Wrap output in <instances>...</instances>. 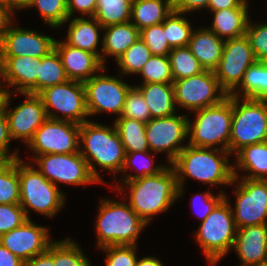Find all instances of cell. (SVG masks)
Returning a JSON list of instances; mask_svg holds the SVG:
<instances>
[{
    "label": "cell",
    "mask_w": 267,
    "mask_h": 266,
    "mask_svg": "<svg viewBox=\"0 0 267 266\" xmlns=\"http://www.w3.org/2000/svg\"><path fill=\"white\" fill-rule=\"evenodd\" d=\"M133 0H97L95 15L100 25L108 27L131 20Z\"/></svg>",
    "instance_id": "836d02e7"
},
{
    "label": "cell",
    "mask_w": 267,
    "mask_h": 266,
    "mask_svg": "<svg viewBox=\"0 0 267 266\" xmlns=\"http://www.w3.org/2000/svg\"><path fill=\"white\" fill-rule=\"evenodd\" d=\"M163 23L166 38L171 48L186 47L189 45L191 35L195 28H192L191 22L188 21L185 13L172 10Z\"/></svg>",
    "instance_id": "d590c367"
},
{
    "label": "cell",
    "mask_w": 267,
    "mask_h": 266,
    "mask_svg": "<svg viewBox=\"0 0 267 266\" xmlns=\"http://www.w3.org/2000/svg\"><path fill=\"white\" fill-rule=\"evenodd\" d=\"M232 250L241 266H258L267 262V224L238 228Z\"/></svg>",
    "instance_id": "44dd1931"
},
{
    "label": "cell",
    "mask_w": 267,
    "mask_h": 266,
    "mask_svg": "<svg viewBox=\"0 0 267 266\" xmlns=\"http://www.w3.org/2000/svg\"><path fill=\"white\" fill-rule=\"evenodd\" d=\"M173 10V0H133L130 22L140 31L161 24Z\"/></svg>",
    "instance_id": "f1b7e54d"
},
{
    "label": "cell",
    "mask_w": 267,
    "mask_h": 266,
    "mask_svg": "<svg viewBox=\"0 0 267 266\" xmlns=\"http://www.w3.org/2000/svg\"><path fill=\"white\" fill-rule=\"evenodd\" d=\"M99 201L94 228L98 250L110 245H137L139 235L149 224L138 216L126 200L119 202L103 197Z\"/></svg>",
    "instance_id": "277c9868"
},
{
    "label": "cell",
    "mask_w": 267,
    "mask_h": 266,
    "mask_svg": "<svg viewBox=\"0 0 267 266\" xmlns=\"http://www.w3.org/2000/svg\"><path fill=\"white\" fill-rule=\"evenodd\" d=\"M120 117H127L145 123L151 119L150 109L141 92L134 85L129 89L126 95Z\"/></svg>",
    "instance_id": "b9f144b4"
},
{
    "label": "cell",
    "mask_w": 267,
    "mask_h": 266,
    "mask_svg": "<svg viewBox=\"0 0 267 266\" xmlns=\"http://www.w3.org/2000/svg\"><path fill=\"white\" fill-rule=\"evenodd\" d=\"M233 185L236 228L267 224V180L234 177L230 186Z\"/></svg>",
    "instance_id": "4fadbf2b"
},
{
    "label": "cell",
    "mask_w": 267,
    "mask_h": 266,
    "mask_svg": "<svg viewBox=\"0 0 267 266\" xmlns=\"http://www.w3.org/2000/svg\"><path fill=\"white\" fill-rule=\"evenodd\" d=\"M210 12L213 14V20L208 28L219 38L227 40L246 35L250 18L249 8H229Z\"/></svg>",
    "instance_id": "83f0119b"
},
{
    "label": "cell",
    "mask_w": 267,
    "mask_h": 266,
    "mask_svg": "<svg viewBox=\"0 0 267 266\" xmlns=\"http://www.w3.org/2000/svg\"><path fill=\"white\" fill-rule=\"evenodd\" d=\"M113 124L121 138L126 153L150 151L146 139L145 122L127 117H119L113 120Z\"/></svg>",
    "instance_id": "f546056e"
},
{
    "label": "cell",
    "mask_w": 267,
    "mask_h": 266,
    "mask_svg": "<svg viewBox=\"0 0 267 266\" xmlns=\"http://www.w3.org/2000/svg\"><path fill=\"white\" fill-rule=\"evenodd\" d=\"M105 67L89 80L83 82L85 88L86 107L89 116L101 113L116 114L119 118L124 107V102L129 89L133 86L125 82L124 76L106 75Z\"/></svg>",
    "instance_id": "8fae6325"
},
{
    "label": "cell",
    "mask_w": 267,
    "mask_h": 266,
    "mask_svg": "<svg viewBox=\"0 0 267 266\" xmlns=\"http://www.w3.org/2000/svg\"><path fill=\"white\" fill-rule=\"evenodd\" d=\"M164 31V23L153 25L140 30V38L145 42L150 49L152 55L168 56L171 47L169 46Z\"/></svg>",
    "instance_id": "7bdbcfd3"
},
{
    "label": "cell",
    "mask_w": 267,
    "mask_h": 266,
    "mask_svg": "<svg viewBox=\"0 0 267 266\" xmlns=\"http://www.w3.org/2000/svg\"><path fill=\"white\" fill-rule=\"evenodd\" d=\"M15 13L10 7L0 2V40L14 22Z\"/></svg>",
    "instance_id": "db71d44e"
},
{
    "label": "cell",
    "mask_w": 267,
    "mask_h": 266,
    "mask_svg": "<svg viewBox=\"0 0 267 266\" xmlns=\"http://www.w3.org/2000/svg\"><path fill=\"white\" fill-rule=\"evenodd\" d=\"M31 0H2V3L10 7L15 13L16 11L25 9Z\"/></svg>",
    "instance_id": "9f6ffc18"
},
{
    "label": "cell",
    "mask_w": 267,
    "mask_h": 266,
    "mask_svg": "<svg viewBox=\"0 0 267 266\" xmlns=\"http://www.w3.org/2000/svg\"><path fill=\"white\" fill-rule=\"evenodd\" d=\"M14 23L15 21L0 40V56L42 58L55 49L56 39L53 37L40 31L15 26Z\"/></svg>",
    "instance_id": "d6986e66"
},
{
    "label": "cell",
    "mask_w": 267,
    "mask_h": 266,
    "mask_svg": "<svg viewBox=\"0 0 267 266\" xmlns=\"http://www.w3.org/2000/svg\"><path fill=\"white\" fill-rule=\"evenodd\" d=\"M220 190L217 195L211 193V190L205 191L204 193H197L192 196V207L194 208V214L200 219V222L204 221L205 218L211 213L215 206L225 197V191Z\"/></svg>",
    "instance_id": "7dc6e473"
},
{
    "label": "cell",
    "mask_w": 267,
    "mask_h": 266,
    "mask_svg": "<svg viewBox=\"0 0 267 266\" xmlns=\"http://www.w3.org/2000/svg\"><path fill=\"white\" fill-rule=\"evenodd\" d=\"M12 139L9 133L8 121L4 108L0 109V160H14L21 158L18 154L19 150L15 149L10 152L9 144Z\"/></svg>",
    "instance_id": "c3c4849f"
},
{
    "label": "cell",
    "mask_w": 267,
    "mask_h": 266,
    "mask_svg": "<svg viewBox=\"0 0 267 266\" xmlns=\"http://www.w3.org/2000/svg\"><path fill=\"white\" fill-rule=\"evenodd\" d=\"M234 158L235 178L267 180V141L243 147ZM239 171L244 174L240 175Z\"/></svg>",
    "instance_id": "d4e9b609"
},
{
    "label": "cell",
    "mask_w": 267,
    "mask_h": 266,
    "mask_svg": "<svg viewBox=\"0 0 267 266\" xmlns=\"http://www.w3.org/2000/svg\"><path fill=\"white\" fill-rule=\"evenodd\" d=\"M8 92H9V90H7L5 83L3 82L2 78H1V80H0V109L4 108Z\"/></svg>",
    "instance_id": "680465c9"
},
{
    "label": "cell",
    "mask_w": 267,
    "mask_h": 266,
    "mask_svg": "<svg viewBox=\"0 0 267 266\" xmlns=\"http://www.w3.org/2000/svg\"><path fill=\"white\" fill-rule=\"evenodd\" d=\"M230 95L267 99V63L256 62L251 65L245 72L241 84Z\"/></svg>",
    "instance_id": "4dcf8cb0"
},
{
    "label": "cell",
    "mask_w": 267,
    "mask_h": 266,
    "mask_svg": "<svg viewBox=\"0 0 267 266\" xmlns=\"http://www.w3.org/2000/svg\"><path fill=\"white\" fill-rule=\"evenodd\" d=\"M55 49L61 57L69 80L84 82L104 68L101 60L93 53L56 40Z\"/></svg>",
    "instance_id": "7402d4cb"
},
{
    "label": "cell",
    "mask_w": 267,
    "mask_h": 266,
    "mask_svg": "<svg viewBox=\"0 0 267 266\" xmlns=\"http://www.w3.org/2000/svg\"><path fill=\"white\" fill-rule=\"evenodd\" d=\"M49 229L27 219L21 226L0 235V244L25 262L47 251L54 241Z\"/></svg>",
    "instance_id": "ac0fdd59"
},
{
    "label": "cell",
    "mask_w": 267,
    "mask_h": 266,
    "mask_svg": "<svg viewBox=\"0 0 267 266\" xmlns=\"http://www.w3.org/2000/svg\"><path fill=\"white\" fill-rule=\"evenodd\" d=\"M188 118V142L195 147L228 151L233 116V95L221 103L194 111ZM218 146V147H217Z\"/></svg>",
    "instance_id": "52a82bcc"
},
{
    "label": "cell",
    "mask_w": 267,
    "mask_h": 266,
    "mask_svg": "<svg viewBox=\"0 0 267 266\" xmlns=\"http://www.w3.org/2000/svg\"><path fill=\"white\" fill-rule=\"evenodd\" d=\"M115 183L113 188L122 198L128 195L125 189H129V206L148 224L156 215L167 212L178 200L176 171L171 164L158 174Z\"/></svg>",
    "instance_id": "6da1fadb"
},
{
    "label": "cell",
    "mask_w": 267,
    "mask_h": 266,
    "mask_svg": "<svg viewBox=\"0 0 267 266\" xmlns=\"http://www.w3.org/2000/svg\"><path fill=\"white\" fill-rule=\"evenodd\" d=\"M134 86L141 92L146 101L150 109L151 119L171 116L178 112L172 83H138Z\"/></svg>",
    "instance_id": "4316f807"
},
{
    "label": "cell",
    "mask_w": 267,
    "mask_h": 266,
    "mask_svg": "<svg viewBox=\"0 0 267 266\" xmlns=\"http://www.w3.org/2000/svg\"><path fill=\"white\" fill-rule=\"evenodd\" d=\"M101 63L106 68L107 57L117 61L140 38V31L129 21L103 28Z\"/></svg>",
    "instance_id": "484cf974"
},
{
    "label": "cell",
    "mask_w": 267,
    "mask_h": 266,
    "mask_svg": "<svg viewBox=\"0 0 267 266\" xmlns=\"http://www.w3.org/2000/svg\"><path fill=\"white\" fill-rule=\"evenodd\" d=\"M188 117L178 113L167 117L153 118L146 123V139L151 152L167 155L171 164L188 145ZM185 143V144H184Z\"/></svg>",
    "instance_id": "9a60e30c"
},
{
    "label": "cell",
    "mask_w": 267,
    "mask_h": 266,
    "mask_svg": "<svg viewBox=\"0 0 267 266\" xmlns=\"http://www.w3.org/2000/svg\"><path fill=\"white\" fill-rule=\"evenodd\" d=\"M68 80L61 57L56 49L41 58L40 63H38L37 94L47 87L61 84Z\"/></svg>",
    "instance_id": "d6a6232c"
},
{
    "label": "cell",
    "mask_w": 267,
    "mask_h": 266,
    "mask_svg": "<svg viewBox=\"0 0 267 266\" xmlns=\"http://www.w3.org/2000/svg\"><path fill=\"white\" fill-rule=\"evenodd\" d=\"M267 141V99L233 96V116L228 151Z\"/></svg>",
    "instance_id": "ba28073f"
},
{
    "label": "cell",
    "mask_w": 267,
    "mask_h": 266,
    "mask_svg": "<svg viewBox=\"0 0 267 266\" xmlns=\"http://www.w3.org/2000/svg\"><path fill=\"white\" fill-rule=\"evenodd\" d=\"M66 23L69 24L64 41L72 47L95 54L101 60L102 40L99 32L103 31V27L100 23L94 17L84 18L82 16L68 18L64 24ZM99 40H101V45Z\"/></svg>",
    "instance_id": "603a6c76"
},
{
    "label": "cell",
    "mask_w": 267,
    "mask_h": 266,
    "mask_svg": "<svg viewBox=\"0 0 267 266\" xmlns=\"http://www.w3.org/2000/svg\"><path fill=\"white\" fill-rule=\"evenodd\" d=\"M248 37L257 62L267 63V23H253L249 18L246 27Z\"/></svg>",
    "instance_id": "f6af8a7d"
},
{
    "label": "cell",
    "mask_w": 267,
    "mask_h": 266,
    "mask_svg": "<svg viewBox=\"0 0 267 266\" xmlns=\"http://www.w3.org/2000/svg\"><path fill=\"white\" fill-rule=\"evenodd\" d=\"M97 0H67L69 18L75 16V12L83 17H93L95 15Z\"/></svg>",
    "instance_id": "681fc988"
},
{
    "label": "cell",
    "mask_w": 267,
    "mask_h": 266,
    "mask_svg": "<svg viewBox=\"0 0 267 266\" xmlns=\"http://www.w3.org/2000/svg\"><path fill=\"white\" fill-rule=\"evenodd\" d=\"M172 84L178 111L182 108L194 112L210 107L221 103L229 95L221 87L212 70H204L198 75L174 80Z\"/></svg>",
    "instance_id": "30bf717a"
},
{
    "label": "cell",
    "mask_w": 267,
    "mask_h": 266,
    "mask_svg": "<svg viewBox=\"0 0 267 266\" xmlns=\"http://www.w3.org/2000/svg\"><path fill=\"white\" fill-rule=\"evenodd\" d=\"M155 154L157 153L151 151L126 153L124 164L120 172L123 173V176L125 177L122 176L119 181H131L145 176L160 173L167 165H163L160 163L158 165H155V161L153 159ZM129 168L135 170L137 174H127V172L130 170Z\"/></svg>",
    "instance_id": "1f68e13d"
},
{
    "label": "cell",
    "mask_w": 267,
    "mask_h": 266,
    "mask_svg": "<svg viewBox=\"0 0 267 266\" xmlns=\"http://www.w3.org/2000/svg\"><path fill=\"white\" fill-rule=\"evenodd\" d=\"M14 91L9 90L4 110L8 121L12 140H20L27 144L32 140L36 130L48 119L41 97L38 94L20 93L25 97L14 109L10 108V100Z\"/></svg>",
    "instance_id": "e0dca14e"
},
{
    "label": "cell",
    "mask_w": 267,
    "mask_h": 266,
    "mask_svg": "<svg viewBox=\"0 0 267 266\" xmlns=\"http://www.w3.org/2000/svg\"><path fill=\"white\" fill-rule=\"evenodd\" d=\"M258 266H267V262L262 263L261 265H258Z\"/></svg>",
    "instance_id": "91938a15"
},
{
    "label": "cell",
    "mask_w": 267,
    "mask_h": 266,
    "mask_svg": "<svg viewBox=\"0 0 267 266\" xmlns=\"http://www.w3.org/2000/svg\"><path fill=\"white\" fill-rule=\"evenodd\" d=\"M79 152L100 184L106 185L97 170L99 166L114 174L113 181H117L116 175L122 170L126 152L114 124L103 125L94 120L80 124Z\"/></svg>",
    "instance_id": "3957f363"
},
{
    "label": "cell",
    "mask_w": 267,
    "mask_h": 266,
    "mask_svg": "<svg viewBox=\"0 0 267 266\" xmlns=\"http://www.w3.org/2000/svg\"><path fill=\"white\" fill-rule=\"evenodd\" d=\"M80 125L48 118L27 144L33 155L30 162L43 154H71L79 152Z\"/></svg>",
    "instance_id": "5bb4252c"
},
{
    "label": "cell",
    "mask_w": 267,
    "mask_h": 266,
    "mask_svg": "<svg viewBox=\"0 0 267 266\" xmlns=\"http://www.w3.org/2000/svg\"><path fill=\"white\" fill-rule=\"evenodd\" d=\"M38 95L50 119L69 121L78 125L90 120L83 82L68 80L45 88Z\"/></svg>",
    "instance_id": "9c48e42d"
},
{
    "label": "cell",
    "mask_w": 267,
    "mask_h": 266,
    "mask_svg": "<svg viewBox=\"0 0 267 266\" xmlns=\"http://www.w3.org/2000/svg\"><path fill=\"white\" fill-rule=\"evenodd\" d=\"M34 7L44 23L53 29L64 27L69 18L67 0H31L25 9Z\"/></svg>",
    "instance_id": "ab89813d"
},
{
    "label": "cell",
    "mask_w": 267,
    "mask_h": 266,
    "mask_svg": "<svg viewBox=\"0 0 267 266\" xmlns=\"http://www.w3.org/2000/svg\"><path fill=\"white\" fill-rule=\"evenodd\" d=\"M40 61L41 58L30 56H0V78L6 84L7 90L13 87L16 88V94H37Z\"/></svg>",
    "instance_id": "ffe728a7"
},
{
    "label": "cell",
    "mask_w": 267,
    "mask_h": 266,
    "mask_svg": "<svg viewBox=\"0 0 267 266\" xmlns=\"http://www.w3.org/2000/svg\"><path fill=\"white\" fill-rule=\"evenodd\" d=\"M225 40L219 38L207 26L195 28L188 47L204 70L214 71L220 62Z\"/></svg>",
    "instance_id": "cb8c5ba5"
},
{
    "label": "cell",
    "mask_w": 267,
    "mask_h": 266,
    "mask_svg": "<svg viewBox=\"0 0 267 266\" xmlns=\"http://www.w3.org/2000/svg\"><path fill=\"white\" fill-rule=\"evenodd\" d=\"M17 170L20 206L24 209L27 219H30L31 210L41 216L54 218L66 203L65 193L48 181L31 162L18 158Z\"/></svg>",
    "instance_id": "8992f818"
},
{
    "label": "cell",
    "mask_w": 267,
    "mask_h": 266,
    "mask_svg": "<svg viewBox=\"0 0 267 266\" xmlns=\"http://www.w3.org/2000/svg\"><path fill=\"white\" fill-rule=\"evenodd\" d=\"M138 245H110L101 248L106 254L105 266H136Z\"/></svg>",
    "instance_id": "ee69618b"
},
{
    "label": "cell",
    "mask_w": 267,
    "mask_h": 266,
    "mask_svg": "<svg viewBox=\"0 0 267 266\" xmlns=\"http://www.w3.org/2000/svg\"><path fill=\"white\" fill-rule=\"evenodd\" d=\"M209 0H173V10L181 13H193L194 11L207 10Z\"/></svg>",
    "instance_id": "f907efd6"
},
{
    "label": "cell",
    "mask_w": 267,
    "mask_h": 266,
    "mask_svg": "<svg viewBox=\"0 0 267 266\" xmlns=\"http://www.w3.org/2000/svg\"><path fill=\"white\" fill-rule=\"evenodd\" d=\"M256 62V56L246 35L227 39L219 65L214 72L221 87L231 94L241 84L247 69Z\"/></svg>",
    "instance_id": "2e32d148"
},
{
    "label": "cell",
    "mask_w": 267,
    "mask_h": 266,
    "mask_svg": "<svg viewBox=\"0 0 267 266\" xmlns=\"http://www.w3.org/2000/svg\"><path fill=\"white\" fill-rule=\"evenodd\" d=\"M227 197L225 194L194 233V240L210 266L217 265L233 249L235 242L237 228L232 205Z\"/></svg>",
    "instance_id": "5b68a950"
},
{
    "label": "cell",
    "mask_w": 267,
    "mask_h": 266,
    "mask_svg": "<svg viewBox=\"0 0 267 266\" xmlns=\"http://www.w3.org/2000/svg\"><path fill=\"white\" fill-rule=\"evenodd\" d=\"M248 0H209L208 9L210 11H219L229 8H248Z\"/></svg>",
    "instance_id": "816d5d0a"
},
{
    "label": "cell",
    "mask_w": 267,
    "mask_h": 266,
    "mask_svg": "<svg viewBox=\"0 0 267 266\" xmlns=\"http://www.w3.org/2000/svg\"><path fill=\"white\" fill-rule=\"evenodd\" d=\"M168 57L174 80L198 75L204 71L188 46L172 48Z\"/></svg>",
    "instance_id": "74e56055"
},
{
    "label": "cell",
    "mask_w": 267,
    "mask_h": 266,
    "mask_svg": "<svg viewBox=\"0 0 267 266\" xmlns=\"http://www.w3.org/2000/svg\"><path fill=\"white\" fill-rule=\"evenodd\" d=\"M0 204H20L17 159L0 160Z\"/></svg>",
    "instance_id": "e575fe53"
},
{
    "label": "cell",
    "mask_w": 267,
    "mask_h": 266,
    "mask_svg": "<svg viewBox=\"0 0 267 266\" xmlns=\"http://www.w3.org/2000/svg\"><path fill=\"white\" fill-rule=\"evenodd\" d=\"M26 220L20 204H0V235L21 226Z\"/></svg>",
    "instance_id": "bcb514c9"
},
{
    "label": "cell",
    "mask_w": 267,
    "mask_h": 266,
    "mask_svg": "<svg viewBox=\"0 0 267 266\" xmlns=\"http://www.w3.org/2000/svg\"><path fill=\"white\" fill-rule=\"evenodd\" d=\"M162 263L158 257L143 256L137 259L136 266H164Z\"/></svg>",
    "instance_id": "6f0895ef"
},
{
    "label": "cell",
    "mask_w": 267,
    "mask_h": 266,
    "mask_svg": "<svg viewBox=\"0 0 267 266\" xmlns=\"http://www.w3.org/2000/svg\"><path fill=\"white\" fill-rule=\"evenodd\" d=\"M31 163H34L37 170L57 187L59 183L78 187L100 184L91 174L88 163L80 152L38 155Z\"/></svg>",
    "instance_id": "7c38bea8"
},
{
    "label": "cell",
    "mask_w": 267,
    "mask_h": 266,
    "mask_svg": "<svg viewBox=\"0 0 267 266\" xmlns=\"http://www.w3.org/2000/svg\"><path fill=\"white\" fill-rule=\"evenodd\" d=\"M23 266H55L53 260V242L49 245L46 252L23 262Z\"/></svg>",
    "instance_id": "f5cc1de1"
},
{
    "label": "cell",
    "mask_w": 267,
    "mask_h": 266,
    "mask_svg": "<svg viewBox=\"0 0 267 266\" xmlns=\"http://www.w3.org/2000/svg\"><path fill=\"white\" fill-rule=\"evenodd\" d=\"M230 156L229 151L187 145L171 163L176 171L178 199L185 193L187 178L210 187L230 186L234 180Z\"/></svg>",
    "instance_id": "7a4b0ae2"
},
{
    "label": "cell",
    "mask_w": 267,
    "mask_h": 266,
    "mask_svg": "<svg viewBox=\"0 0 267 266\" xmlns=\"http://www.w3.org/2000/svg\"><path fill=\"white\" fill-rule=\"evenodd\" d=\"M53 260L55 266H92L80 244L71 237L53 241Z\"/></svg>",
    "instance_id": "8d00e7d4"
},
{
    "label": "cell",
    "mask_w": 267,
    "mask_h": 266,
    "mask_svg": "<svg viewBox=\"0 0 267 266\" xmlns=\"http://www.w3.org/2000/svg\"><path fill=\"white\" fill-rule=\"evenodd\" d=\"M142 83H173L170 60L168 56L152 55L139 72Z\"/></svg>",
    "instance_id": "60d3db41"
},
{
    "label": "cell",
    "mask_w": 267,
    "mask_h": 266,
    "mask_svg": "<svg viewBox=\"0 0 267 266\" xmlns=\"http://www.w3.org/2000/svg\"><path fill=\"white\" fill-rule=\"evenodd\" d=\"M151 56L152 53L150 49L146 46L145 42L139 38L116 61L119 67V74L122 76H128L129 74L139 75V72Z\"/></svg>",
    "instance_id": "f35d334b"
},
{
    "label": "cell",
    "mask_w": 267,
    "mask_h": 266,
    "mask_svg": "<svg viewBox=\"0 0 267 266\" xmlns=\"http://www.w3.org/2000/svg\"><path fill=\"white\" fill-rule=\"evenodd\" d=\"M0 266H23V261L0 244Z\"/></svg>",
    "instance_id": "11a10c76"
}]
</instances>
